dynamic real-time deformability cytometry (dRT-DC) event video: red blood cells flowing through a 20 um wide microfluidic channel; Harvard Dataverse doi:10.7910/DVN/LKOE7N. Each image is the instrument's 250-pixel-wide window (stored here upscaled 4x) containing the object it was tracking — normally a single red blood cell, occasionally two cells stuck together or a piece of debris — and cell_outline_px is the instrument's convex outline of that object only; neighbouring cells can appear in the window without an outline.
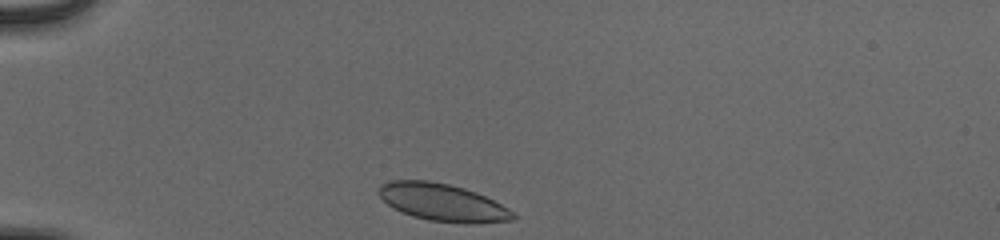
{"species": "human", "species_latin": "Homo sapiens", "temperature_condition": "cold", "stored_images_in_passage": 32, "camera_frame_rate_fps": 3000, "um_per_image_px": 0.085, "donor": {"sex": "male"}, "frame": {"image": 1, "passage_image": 1, "time_ms": 0.0, "image_size_px": [1000, 240], "cell_outline_px": [[516, 220], [468, 224], [428, 220], [412, 216], [388, 204], [376, 192], [380, 184], [392, 180], [428, 180], [448, 184], [464, 188], [476, 192], [508, 208], [516, 216]], "centroid_in_image_um": [37.62, 17.2], "position_along_channel_um": 47.4, "area_um2": 29.13}}
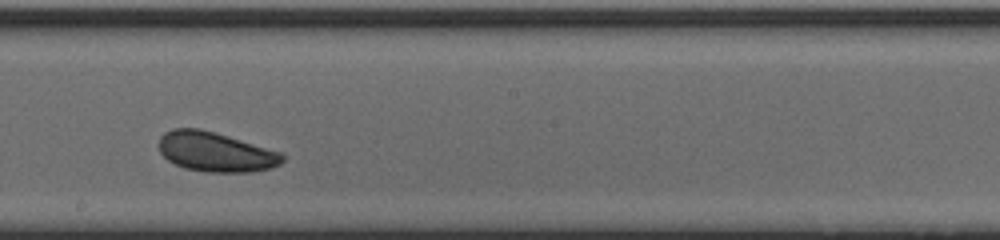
{"frame": {"image": 2, "passage_image": 18, "time_ms": 5.667, "image_size_px": [1000, 240], "cell_outline_px": [[284, 160], [280, 164], [272, 168], [252, 172], [208, 172], [184, 168], [168, 160], [160, 152], [160, 136], [164, 132], [172, 128], [200, 128], [216, 132], [280, 152], [284, 156]], "centroid_in_image_um": [18.32, 12.91], "position_along_channel_um": 229.9, "area_um2": 28.55}}
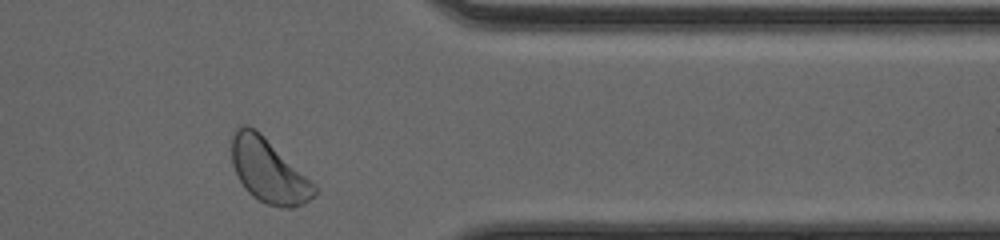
{"frame": {"image": 3, "passage_image": 31, "time_ms": 10.0, "image_size_px": [1000, 240], "cell_outline_px": [[320, 192], [304, 204], [292, 208], [280, 208], [268, 204], [252, 196], [244, 188], [232, 164], [232, 136], [236, 128], [240, 124], [244, 124], [256, 128], [316, 184], [320, 188]], "centroid_in_image_um": [22.87, 14.52], "position_along_channel_um": 388.5, "area_um2": 31.15}}